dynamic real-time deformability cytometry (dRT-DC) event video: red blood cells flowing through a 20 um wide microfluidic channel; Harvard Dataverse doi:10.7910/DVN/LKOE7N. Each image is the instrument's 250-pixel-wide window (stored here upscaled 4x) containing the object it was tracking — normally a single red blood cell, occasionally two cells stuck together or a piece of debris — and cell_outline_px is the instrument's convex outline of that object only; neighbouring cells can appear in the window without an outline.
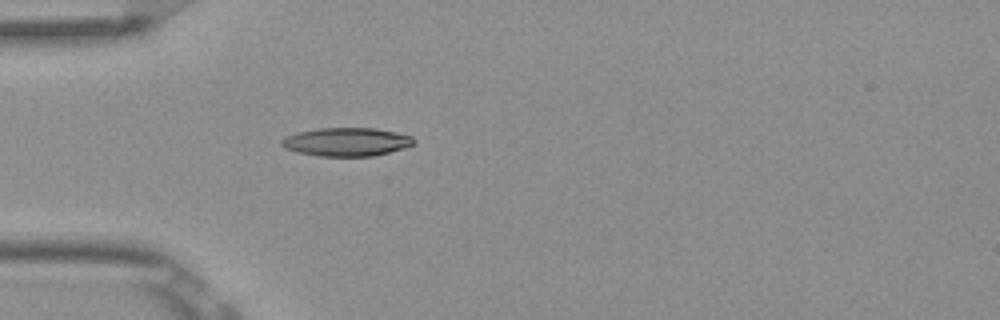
{"species": "Egyptian fruit bat (a non-hibernating species)", "species_latin": "Rousettus aegyptiacus", "temperature_condition": "room temperature", "stored_images_in_passage": 5, "camera_frame_rate_fps": 3000, "um_per_image_px": 0.085, "frame": {"image": 1, "passage_image": 5, "time_ms": 1.333, "image_size_px": [1000, 320], "cell_outline_px": [[416, 144], [404, 148], [372, 156], [320, 156], [296, 152], [280, 144], [280, 140], [296, 132], [320, 128], [376, 128], [396, 132], [412, 136], [416, 140]], "centroid_in_image_um": [29.49, 12.05], "position_along_channel_um": 55.5, "area_um2": 21.91}}